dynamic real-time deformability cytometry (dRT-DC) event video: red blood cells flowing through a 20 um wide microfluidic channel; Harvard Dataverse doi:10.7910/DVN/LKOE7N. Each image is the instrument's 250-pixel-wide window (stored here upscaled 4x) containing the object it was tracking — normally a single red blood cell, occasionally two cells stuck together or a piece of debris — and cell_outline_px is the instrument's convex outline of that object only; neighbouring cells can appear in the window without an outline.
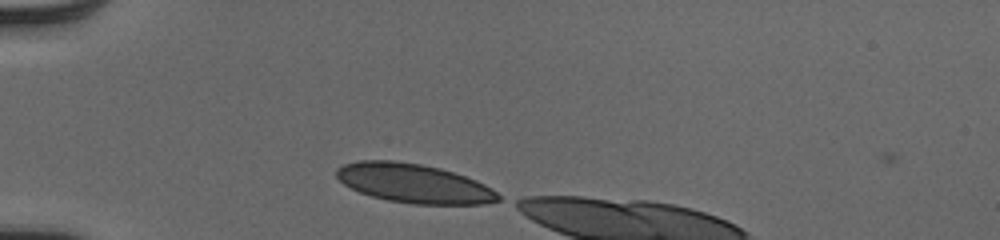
{"species": "human", "species_latin": "Homo sapiens", "temperature_condition": "cold", "stored_images_in_passage": 31, "camera_frame_rate_fps": 3000, "um_per_image_px": 0.085, "donor": {"sex": "male"}, "frame": {"image": 1, "passage_image": 1, "time_ms": 0.0, "image_size_px": [1000, 240], "cell_outline_px": [[500, 200], [484, 204], [412, 204], [388, 200], [372, 196], [360, 192], [344, 184], [336, 176], [336, 168], [344, 164], [360, 160], [392, 160], [420, 164], [440, 168], [476, 180], [492, 188], [500, 196]], "centroid_in_image_um": [35.17, 15.58], "position_along_channel_um": 49.8, "area_um2": 36.65}}
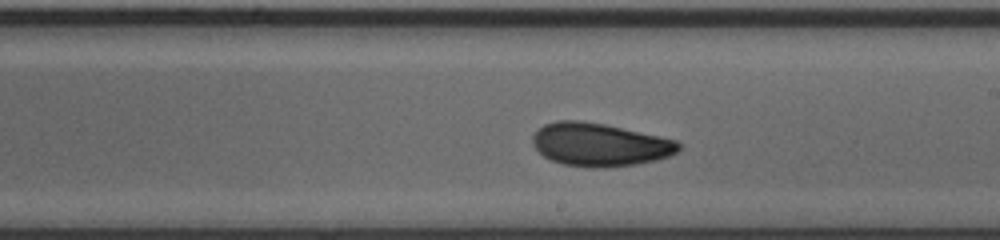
{"frame": {"image": 2, "passage_image": 17, "time_ms": 5.333, "image_size_px": [1000, 240], "cell_outline_px": [[680, 148], [676, 152], [668, 156], [656, 160], [636, 164], [604, 168], [592, 168], [564, 164], [552, 160], [544, 156], [532, 144], [532, 136], [544, 124], [556, 120], [580, 120], [604, 124], [676, 140], [680, 144]], "centroid_in_image_um": [50.95, 12.29], "position_along_channel_um": 238.0, "area_um2": 36.47}}
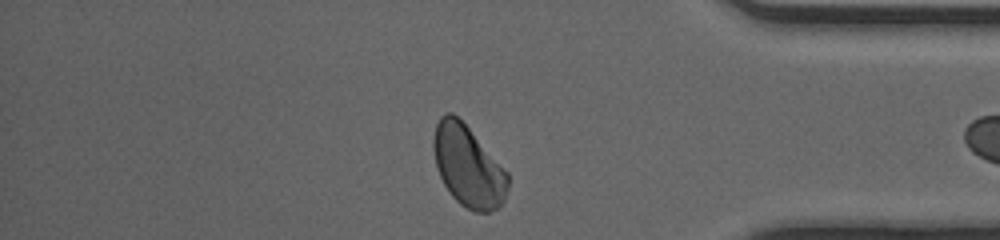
{"frame": {"image": 3, "passage_image": 30, "time_ms": 9.667, "image_size_px": [1000, 240], "cell_outline_px": [[508, 188], [504, 200], [496, 208], [488, 212], [476, 212], [460, 204], [452, 196], [444, 184], [440, 176], [436, 164], [432, 148], [432, 140], [436, 124], [440, 116], [448, 112], [452, 112], [468, 128], [508, 172]], "centroid_in_image_um": [39.77, 14.13], "position_along_channel_um": 395.4, "area_um2": 34.8}}